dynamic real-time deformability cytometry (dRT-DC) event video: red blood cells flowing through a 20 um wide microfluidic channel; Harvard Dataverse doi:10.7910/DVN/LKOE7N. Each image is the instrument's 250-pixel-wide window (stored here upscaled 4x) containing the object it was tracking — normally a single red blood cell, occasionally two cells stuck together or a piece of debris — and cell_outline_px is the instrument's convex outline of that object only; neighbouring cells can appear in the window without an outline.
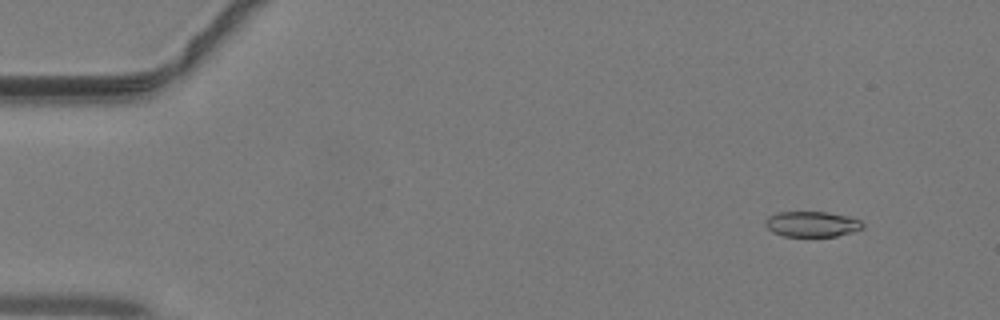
{"species": "common noctule bat (a hibernating species)", "species_latin": "Nyctalus noctula", "temperature_condition": "warm", "stored_images_in_passage": 43, "camera_frame_rate_fps": 3000, "um_per_image_px": 0.085, "animal": {"sex": "male", "body_mass_g": 19.2, "forearm_length_mm": 51.8}, "frame": {"image": 1, "passage_image": 5, "time_ms": 1.333, "image_size_px": [1000, 320], "cell_outline_px": [[864, 228], [852, 232], [836, 236], [784, 236], [772, 232], [764, 224], [764, 220], [768, 216], [776, 212], [828, 212], [848, 216], [860, 220], [864, 224]], "centroid_in_image_um": [69.0, 19.04], "position_along_channel_um": 16.0, "area_um2": 14.57}}
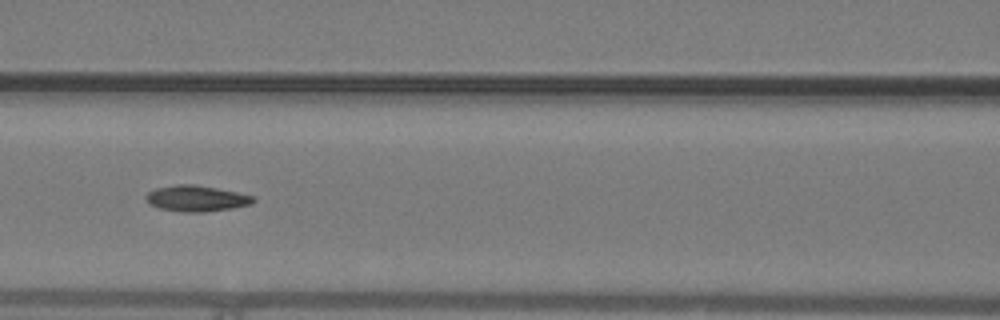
{"frame": {"image": 2, "passage_image": 21, "time_ms": 6.667, "image_size_px": [1000, 320], "cell_outline_px": [[256, 200], [252, 204], [232, 208], [204, 212], [184, 212], [160, 208], [148, 204], [144, 196], [148, 192], [156, 188], [176, 184], [196, 184], [236, 192], [252, 196]], "centroid_in_image_um": [16.66, 16.86], "position_along_channel_um": 149.9, "area_um2": 16.24}}
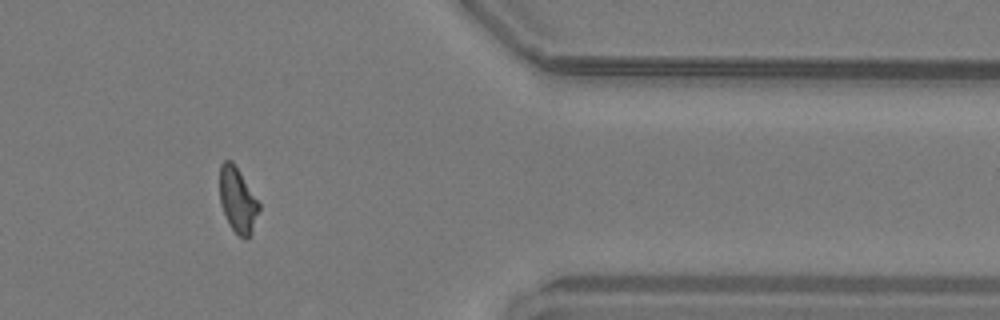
{"frame": {"image": 3, "passage_image": 38, "time_ms": 12.333, "image_size_px": [1000, 320], "cell_outline_px": [[260, 208], [252, 232], [244, 240], [232, 228], [220, 204], [220, 164], [224, 160], [232, 160], [260, 204]], "centroid_in_image_um": [20.2, 16.99], "position_along_channel_um": 391.2, "area_um2": 14.62}}